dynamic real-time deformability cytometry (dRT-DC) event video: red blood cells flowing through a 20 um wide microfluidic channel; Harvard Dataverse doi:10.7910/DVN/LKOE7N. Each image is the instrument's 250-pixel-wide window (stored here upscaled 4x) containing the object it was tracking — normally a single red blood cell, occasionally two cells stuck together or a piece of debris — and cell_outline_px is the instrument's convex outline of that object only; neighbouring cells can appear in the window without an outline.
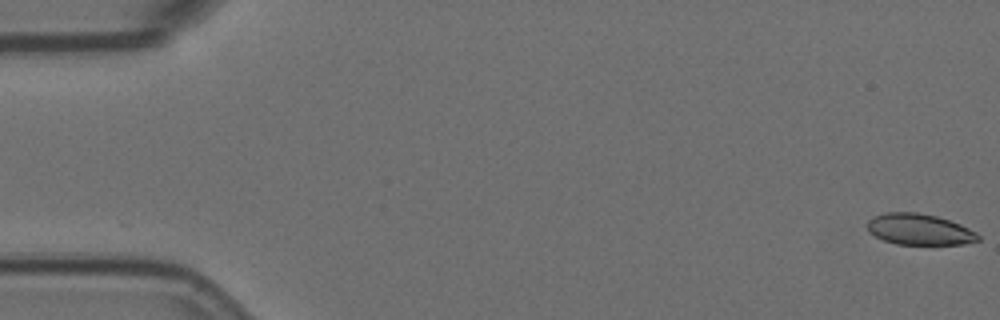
{"species": "Egyptian fruit bat (a non-hibernating species)", "species_latin": "Rousettus aegyptiacus", "temperature_condition": "room temperature", "stored_images_in_passage": 57, "camera_frame_rate_fps": 3000, "um_per_image_px": 0.085, "animal": {"sex": "female"}, "frame": {"image": 1, "passage_image": 1, "time_ms": 0.0, "image_size_px": [1000, 320], "cell_outline_px": [[980, 240], [964, 244], [896, 244], [884, 240], [868, 232], [868, 220], [872, 216], [884, 212], [916, 212], [936, 216], [960, 224], [976, 232], [980, 236]], "centroid_in_image_um": [78.13, 19.49], "position_along_channel_um": 6.9, "area_um2": 20.06}}
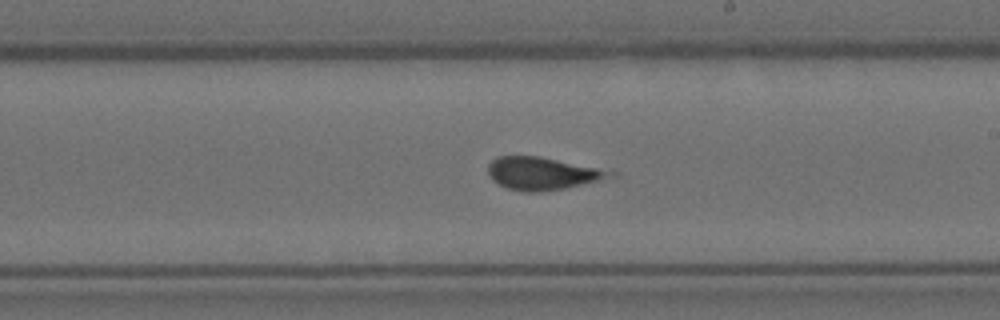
{"frame": {"image": 2, "passage_image": 33, "time_ms": 10.667, "image_size_px": [1000, 320], "cell_outline_px": [[604, 176], [596, 180], [564, 188], [540, 192], [524, 192], [508, 188], [492, 180], [488, 172], [488, 164], [496, 156], [540, 156], [596, 168], [604, 172]], "centroid_in_image_um": [45.85, 14.73], "position_along_channel_um": 243.1, "area_um2": 22.08}}
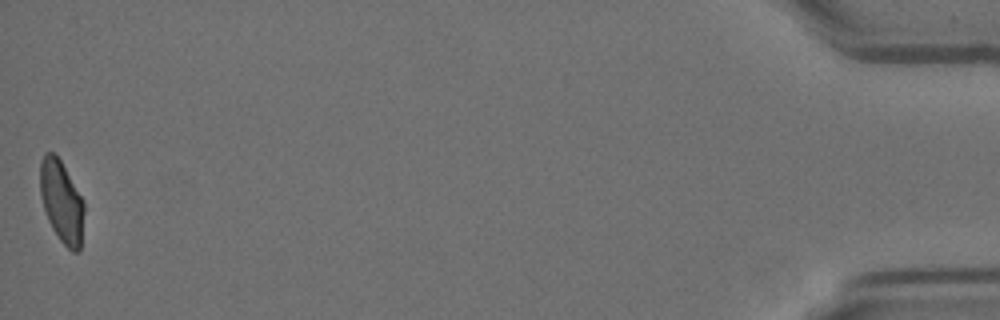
{"frame": {"image": 3, "passage_image": 57, "time_ms": 18.667, "image_size_px": [1000, 320], "cell_outline_px": [[84, 212], [80, 252], [72, 252], [60, 240], [52, 228], [48, 220], [40, 196], [40, 160], [44, 152], [52, 152], [60, 160], [84, 200]], "centroid_in_image_um": [5.23, 17.14], "position_along_channel_um": 430.0, "area_um2": 21.1}, "authors_computed_cell_mechanics": {"area_um2": 22.1952, "velocity_mm_per_s": 3.5674, "shape_relaxation_time_tau1_ms": null, "shape_relaxation_time_tau2_ms": 1.6352, "deformation_change_tau1": null, "deformation_change_tau2": 0.0888}}